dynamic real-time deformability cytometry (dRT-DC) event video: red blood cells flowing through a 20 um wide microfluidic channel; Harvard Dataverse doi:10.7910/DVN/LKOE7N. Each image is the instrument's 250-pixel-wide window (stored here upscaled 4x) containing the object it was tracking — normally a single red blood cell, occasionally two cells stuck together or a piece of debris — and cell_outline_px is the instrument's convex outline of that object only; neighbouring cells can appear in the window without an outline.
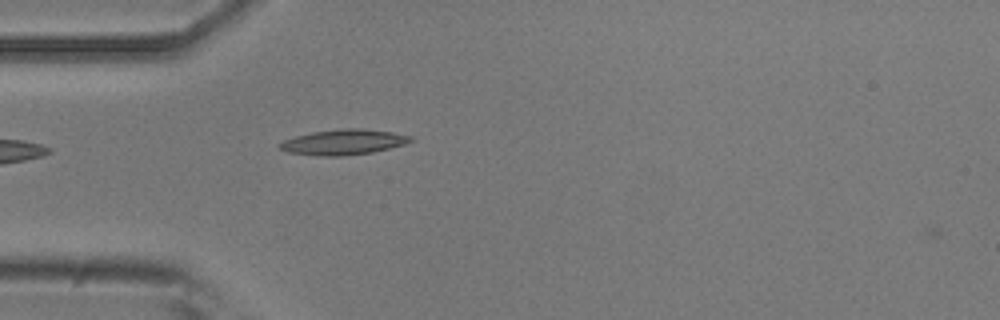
{"species": "common noctule bat (a hibernating species)", "species_latin": "Nyctalus noctula", "temperature_condition": "room temperature", "stored_images_in_passage": 26, "camera_frame_rate_fps": 3000, "um_per_image_px": 0.085, "animal": {"sex": "male", "body_mass_g": 20.5, "forearm_length_mm": 52.5}, "frame": {"image": 1, "passage_image": 3, "time_ms": 0.667, "image_size_px": [1000, 320], "cell_outline_px": [[412, 140], [404, 144], [372, 152], [340, 156], [324, 156], [288, 152], [280, 148], [276, 144], [284, 140], [296, 136], [312, 132], [340, 128], [364, 128], [392, 132], [412, 136]], "centroid_in_image_um": [29.18, 12.06], "position_along_channel_um": 55.8, "area_um2": 19.19}}
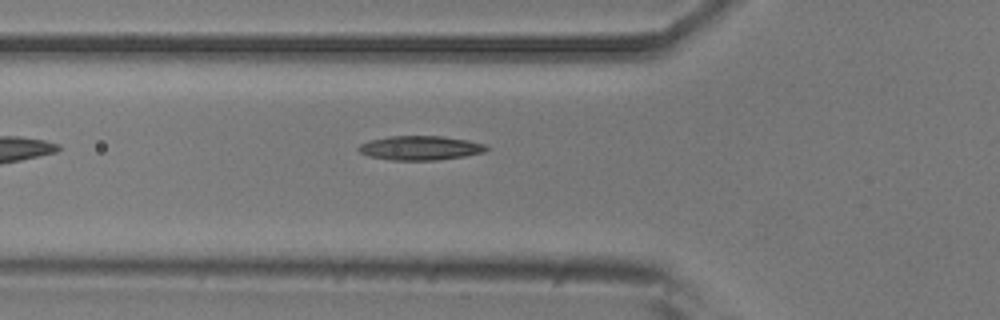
{"frame": {"image": 2, "passage_image": 6, "time_ms": 1.667, "image_size_px": [1000, 320], "cell_outline_px": [[488, 148], [484, 152], [464, 156], [436, 160], [392, 160], [368, 156], [360, 152], [356, 148], [360, 144], [372, 140], [388, 136], [444, 136], [468, 140], [484, 144]], "centroid_in_image_um": [35.71, 12.57], "position_along_channel_um": 90.1, "area_um2": 17.98}}